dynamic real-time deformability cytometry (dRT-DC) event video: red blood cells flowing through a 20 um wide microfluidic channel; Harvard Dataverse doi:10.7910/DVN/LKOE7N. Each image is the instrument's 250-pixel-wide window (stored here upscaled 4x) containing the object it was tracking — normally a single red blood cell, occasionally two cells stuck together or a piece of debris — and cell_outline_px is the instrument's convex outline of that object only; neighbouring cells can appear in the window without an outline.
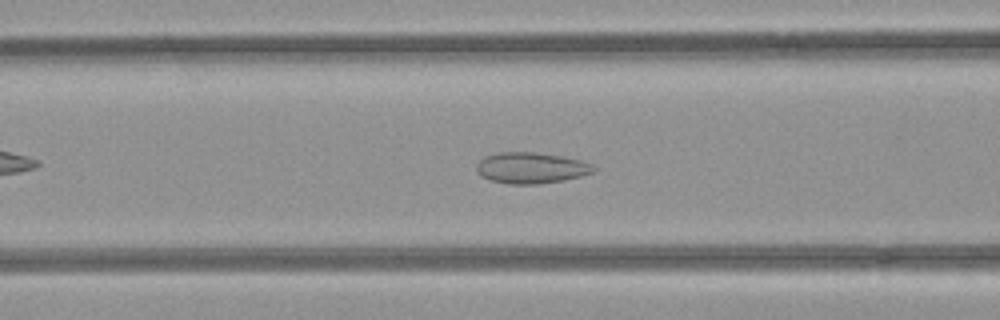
{"species": "common noctule bat (a hibernating species)", "species_latin": "Nyctalus noctula", "temperature_condition": "room temperature", "stored_images_in_passage": 43, "camera_frame_rate_fps": 3000, "um_per_image_px": 0.085, "animal": {"sex": "female", "body_mass_g": 21.9}, "frame": {"image": 1, "passage_image": 12, "time_ms": 3.667, "image_size_px": [1000, 320], "cell_outline_px": [[596, 168], [592, 172], [580, 176], [564, 180], [540, 184], [508, 184], [492, 180], [480, 176], [476, 172], [476, 164], [484, 156], [500, 152], [536, 152], [560, 156], [580, 160], [592, 164]], "centroid_in_image_um": [45.1, 14.27], "position_along_channel_um": 121.5, "area_um2": 21.21}}
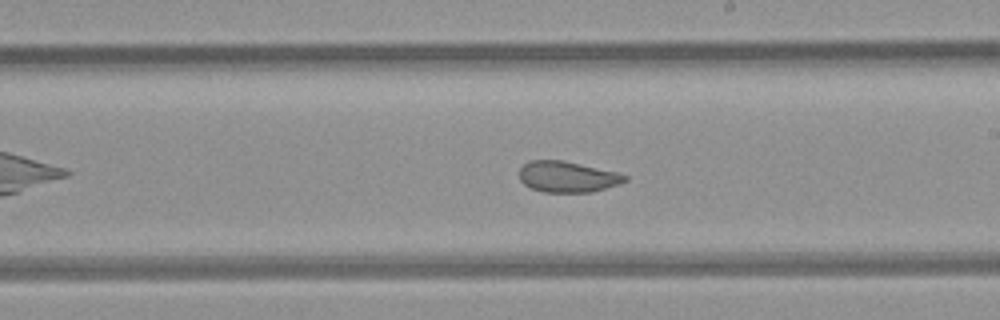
{"frame": {"image": 2, "passage_image": 21, "time_ms": 6.667, "image_size_px": [1000, 320], "cell_outline_px": [[628, 180], [620, 184], [592, 192], [544, 192], [532, 188], [524, 184], [520, 180], [520, 168], [524, 164], [532, 160], [560, 160], [620, 172], [628, 176]], "centroid_in_image_um": [48.28, 15.03], "position_along_channel_um": 240.7, "area_um2": 19.07}}
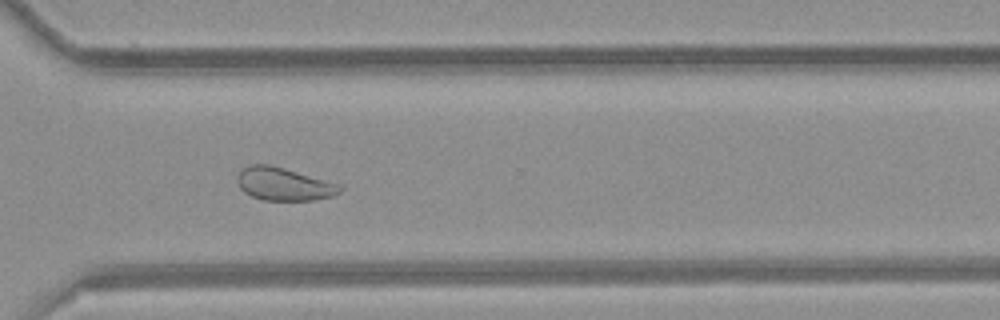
{"frame": {"image": 3, "passage_image": 29, "time_ms": 9.333, "image_size_px": [1000, 320], "cell_outline_px": [[344, 188], [336, 196], [312, 200], [264, 200], [252, 196], [244, 192], [240, 188], [236, 180], [236, 176], [244, 168], [252, 164], [268, 164], [284, 168], [340, 184]], "centroid_in_image_um": [24.15, 15.65], "position_along_channel_um": 346.5, "area_um2": 19.71}, "authors_computed_cell_mechanics": {"area_um2": 21.2126, "velocity_mm_per_s": 3.9821, "shape_relaxation_time_tau1_ms": null, "shape_relaxation_time_tau2_ms": 1.1606, "deformation_change_tau1": null, "deformation_change_tau2": 0.062}}